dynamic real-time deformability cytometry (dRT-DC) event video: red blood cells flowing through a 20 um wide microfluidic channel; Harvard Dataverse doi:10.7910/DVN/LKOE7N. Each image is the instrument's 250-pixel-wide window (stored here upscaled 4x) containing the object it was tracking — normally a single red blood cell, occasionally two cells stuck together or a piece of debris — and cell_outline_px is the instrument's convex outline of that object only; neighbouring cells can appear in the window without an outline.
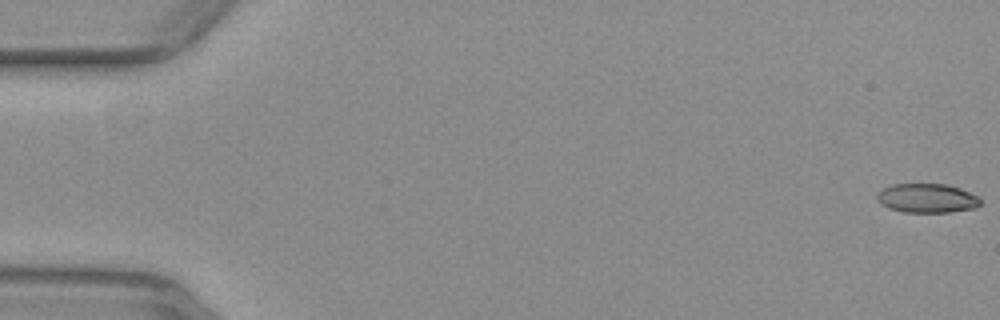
{"species": "common noctule bat (a hibernating species)", "species_latin": "Nyctalus noctula", "temperature_condition": "warm", "stored_images_in_passage": 51, "camera_frame_rate_fps": 3000, "um_per_image_px": 0.085, "animal": {"sex": "female", "body_mass_g": 29.2, "forearm_length_mm": 56.3}, "frame": {"image": 1, "passage_image": 1, "time_ms": 0.0, "image_size_px": [1000, 320], "cell_outline_px": [[980, 204], [976, 208], [952, 212], [904, 212], [888, 208], [880, 204], [876, 196], [884, 188], [892, 184], [948, 184], [960, 188], [976, 196], [980, 200]], "centroid_in_image_um": [78.79, 16.85], "position_along_channel_um": 6.2, "area_um2": 17.51}}
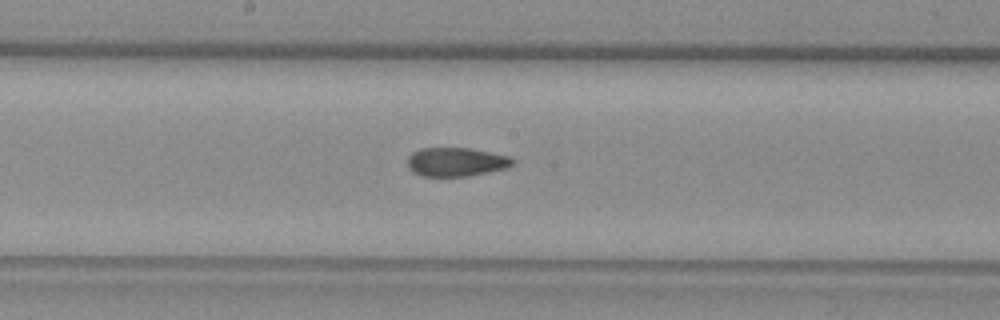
{"frame": {"image": 2, "passage_image": 29, "time_ms": 9.333, "image_size_px": [1000, 320], "cell_outline_px": [[512, 164], [508, 168], [468, 176], [424, 176], [412, 172], [408, 168], [408, 156], [412, 152], [420, 148], [468, 148], [508, 156], [512, 160]], "centroid_in_image_um": [38.72, 13.77], "position_along_channel_um": 209.5, "area_um2": 17.51}}
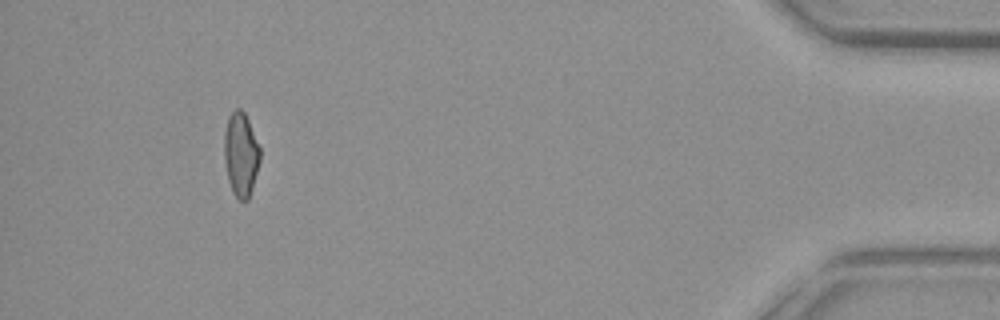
{"frame": {"image": 3, "passage_image": 50, "time_ms": 16.333, "image_size_px": [1000, 320], "cell_outline_px": [[260, 160], [252, 188], [248, 200], [240, 200], [232, 192], [228, 180], [224, 160], [224, 132], [228, 116], [236, 108], [240, 108], [244, 112], [248, 120], [260, 148]], "centroid_in_image_um": [20.46, 13.11], "position_along_channel_um": 414.7, "area_um2": 17.51}}